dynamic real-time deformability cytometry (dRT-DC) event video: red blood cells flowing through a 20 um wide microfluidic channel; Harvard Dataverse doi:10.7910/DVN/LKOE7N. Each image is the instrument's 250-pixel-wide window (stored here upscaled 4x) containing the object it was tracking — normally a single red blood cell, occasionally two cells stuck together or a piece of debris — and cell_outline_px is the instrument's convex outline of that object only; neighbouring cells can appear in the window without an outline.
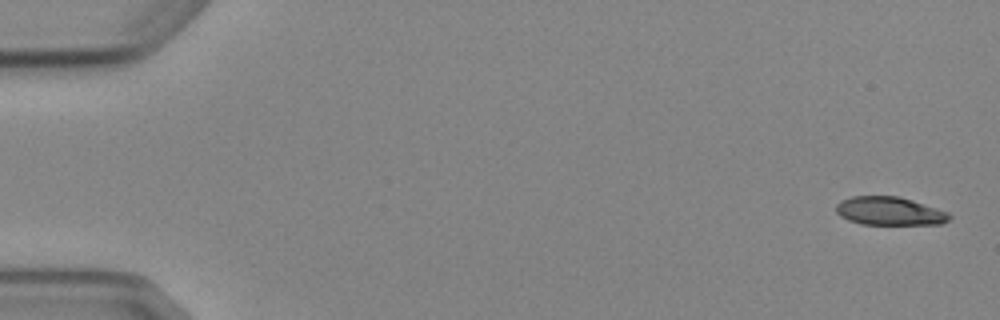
{"species": "Egyptian fruit bat (a non-hibernating species)", "species_latin": "Rousettus aegyptiacus", "temperature_condition": "cold", "stored_images_in_passage": 8, "camera_frame_rate_fps": 3000, "um_per_image_px": 0.085, "animal": {"sex": "female"}, "frame": {"image": 1, "passage_image": 1, "time_ms": 0.0, "image_size_px": [1000, 320], "cell_outline_px": [[952, 216], [948, 220], [940, 224], [860, 224], [848, 220], [840, 216], [836, 212], [836, 204], [840, 200], [852, 196], [900, 196], [948, 212]], "centroid_in_image_um": [75.58, 17.94], "position_along_channel_um": 9.4, "area_um2": 18.73}}
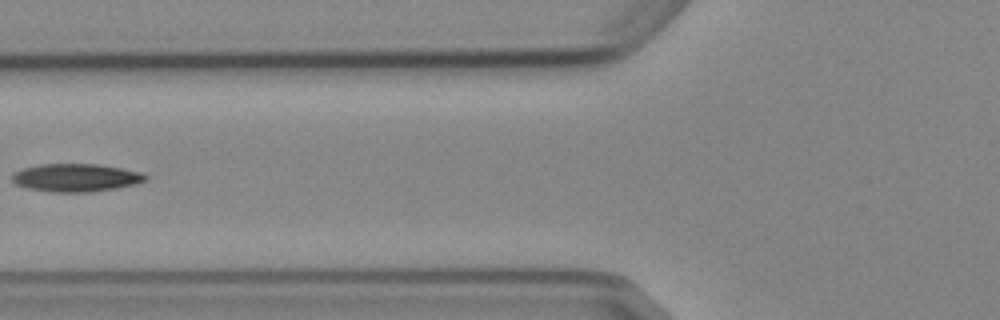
{"frame": {"image": 2, "passage_image": 6, "time_ms": 6.667, "image_size_px": [1000, 320], "cell_outline_px": [[148, 180], [136, 184], [116, 188], [88, 192], [52, 192], [28, 188], [16, 184], [12, 180], [12, 172], [24, 168], [40, 164], [96, 164], [120, 168], [140, 172], [148, 176]], "centroid_in_image_um": [6.45, 15.1], "position_along_channel_um": 119.3, "area_um2": 21.68}}
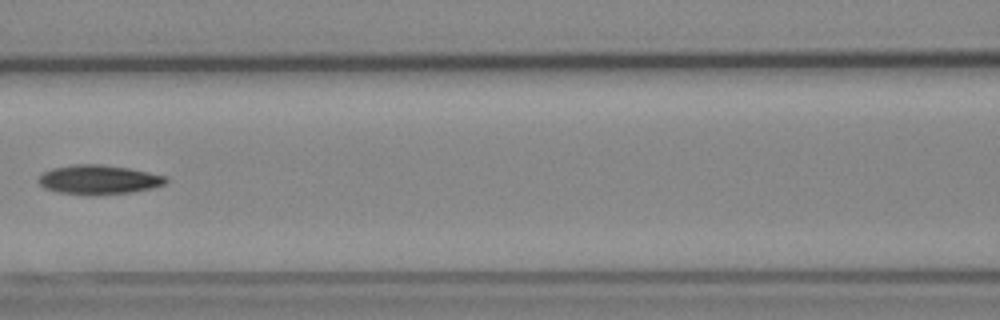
{"frame": {"image": 3, "passage_image": 7, "time_ms": 7.667, "image_size_px": [1000, 320], "cell_outline_px": [[168, 180], [164, 184], [132, 192], [88, 196], [56, 192], [44, 188], [36, 180], [44, 172], [52, 168], [76, 164], [100, 164], [128, 168], [148, 172], [164, 176]], "centroid_in_image_um": [8.32, 15.28], "position_along_channel_um": 158.3, "area_um2": 21.73}}